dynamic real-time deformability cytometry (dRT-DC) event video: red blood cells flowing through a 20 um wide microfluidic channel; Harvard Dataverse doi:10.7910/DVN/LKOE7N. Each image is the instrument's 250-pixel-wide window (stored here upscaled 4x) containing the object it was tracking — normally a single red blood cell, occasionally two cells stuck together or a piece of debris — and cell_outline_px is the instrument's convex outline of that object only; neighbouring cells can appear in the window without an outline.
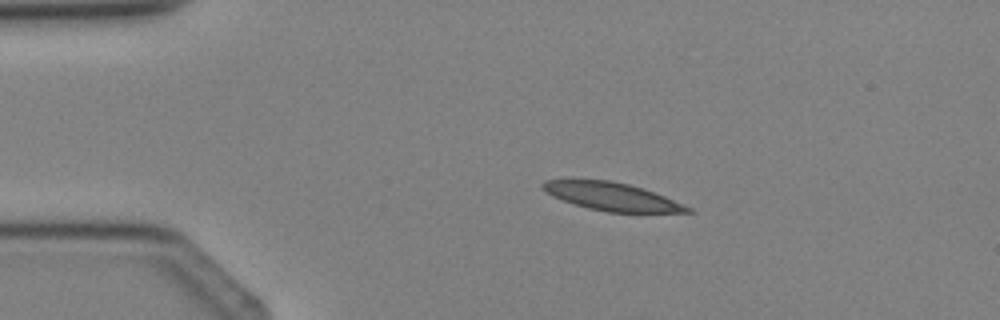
{"species": "Egyptian fruit bat (a non-hibernating species)", "species_latin": "Rousettus aegyptiacus", "temperature_condition": "cold", "stored_images_in_passage": 4, "camera_frame_rate_fps": 3000, "um_per_image_px": 0.085, "animal": {"sex": "female"}, "frame": {"image": 1, "passage_image": 2, "time_ms": 1.0, "image_size_px": [1000, 320], "cell_outline_px": [[696, 212], [608, 212], [588, 208], [552, 196], [540, 188], [540, 184], [544, 180], [608, 180], [628, 184], [644, 188], [664, 196], [692, 208]], "centroid_in_image_um": [52.0, 16.7], "position_along_channel_um": 33.0, "area_um2": 23.35}}
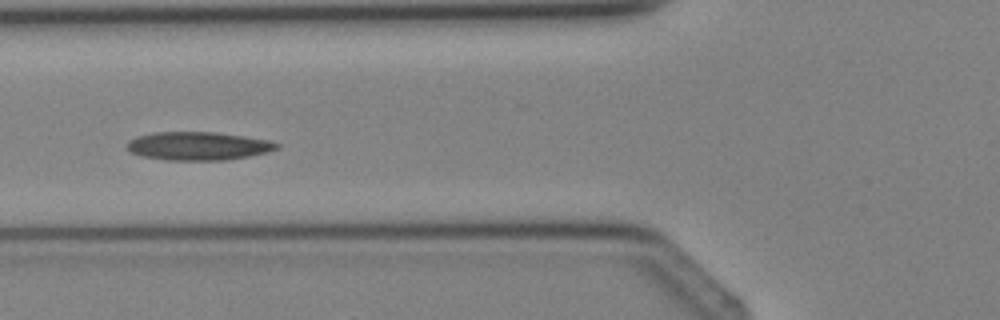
{"frame": {"image": 2, "passage_image": 4, "time_ms": 3.333, "image_size_px": [1000, 320], "cell_outline_px": [[280, 148], [268, 152], [228, 160], [164, 160], [140, 156], [132, 152], [128, 148], [128, 140], [136, 136], [152, 132], [216, 132], [244, 136], [268, 140], [280, 144]], "centroid_in_image_um": [16.85, 12.41], "position_along_channel_um": 109.0, "area_um2": 24.85}}